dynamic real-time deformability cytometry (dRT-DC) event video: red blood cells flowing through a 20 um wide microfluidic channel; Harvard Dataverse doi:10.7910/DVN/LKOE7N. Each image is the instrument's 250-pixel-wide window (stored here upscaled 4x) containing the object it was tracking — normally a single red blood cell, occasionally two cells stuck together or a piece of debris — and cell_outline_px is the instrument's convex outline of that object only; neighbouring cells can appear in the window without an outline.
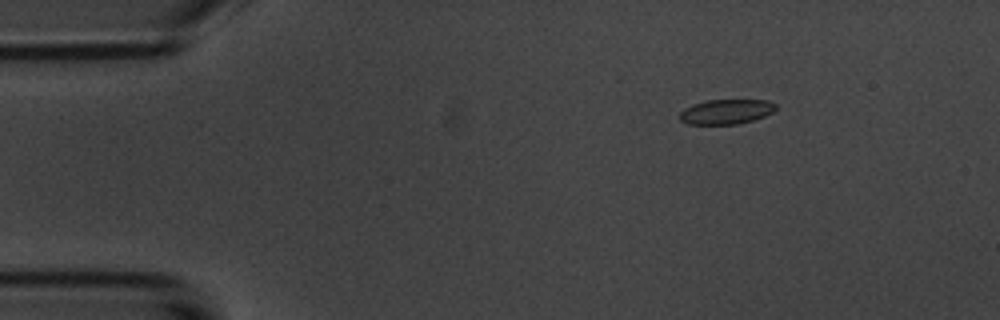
{"species": "common noctule bat (a hibernating species)", "species_latin": "Nyctalus noctula", "temperature_condition": "room temperature", "stored_images_in_passage": 5, "camera_frame_rate_fps": 3000, "um_per_image_px": 0.085, "animal": {"sex": "male", "body_mass_g": 20.1, "forearm_length_mm": 53.5}, "frame": {"image": 1, "passage_image": 3, "time_ms": 2.333, "image_size_px": [1000, 320], "cell_outline_px": [[776, 108], [772, 112], [764, 116], [752, 120], [736, 124], [688, 124], [680, 120], [680, 112], [684, 108], [692, 104], [708, 100], [768, 100], [776, 104]], "centroid_in_image_um": [61.71, 9.49], "position_along_channel_um": 23.3, "area_um2": 13.81}}